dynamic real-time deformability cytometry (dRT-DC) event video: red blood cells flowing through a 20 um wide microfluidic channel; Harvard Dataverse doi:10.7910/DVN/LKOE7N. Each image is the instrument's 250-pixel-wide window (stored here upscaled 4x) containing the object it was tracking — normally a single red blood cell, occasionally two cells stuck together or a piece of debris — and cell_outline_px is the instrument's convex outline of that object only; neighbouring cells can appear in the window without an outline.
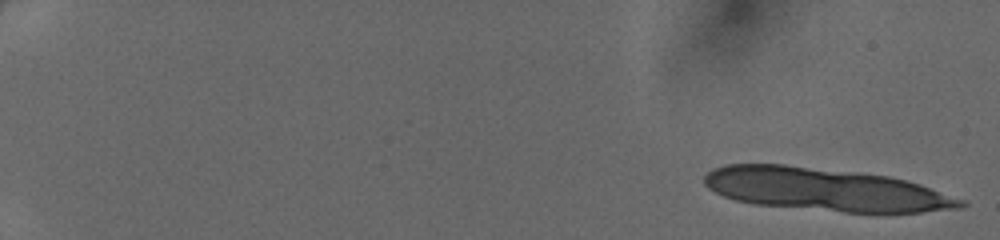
{"species": "human", "species_latin": "Homo sapiens", "temperature_condition": "cold", "stored_images_in_passage": 13, "camera_frame_rate_fps": 3000, "um_per_image_px": 0.085, "donor": {"sex": "female"}, "frame": {"image": 1, "passage_image": 1, "time_ms": 0.0, "image_size_px": [1000, 240], "cell_outline_px": [[968, 204], [964, 208], [920, 212], [844, 212], [756, 204], [736, 200], [724, 196], [708, 188], [704, 184], [704, 176], [712, 168], [724, 164], [784, 164], [860, 172], [888, 176], [920, 184], [968, 200]], "centroid_in_image_um": [70.2, 16.1], "position_along_channel_um": 14.8, "area_um2": 64.22}}